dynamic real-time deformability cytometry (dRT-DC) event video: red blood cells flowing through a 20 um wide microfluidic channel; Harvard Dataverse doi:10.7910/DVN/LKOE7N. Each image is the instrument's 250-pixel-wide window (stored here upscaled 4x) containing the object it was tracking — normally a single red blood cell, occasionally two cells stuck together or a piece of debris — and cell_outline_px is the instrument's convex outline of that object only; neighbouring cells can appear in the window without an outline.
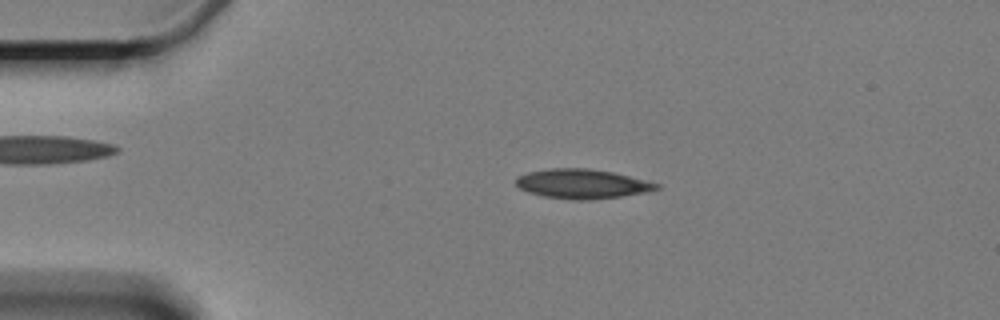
{"species": "Egyptian fruit bat (a non-hibernating species)", "species_latin": "Rousettus aegyptiacus", "temperature_condition": "cold", "stored_images_in_passage": 4, "camera_frame_rate_fps": 3000, "um_per_image_px": 0.085, "animal": {"sex": "female"}, "frame": {"image": 1, "passage_image": 3, "time_ms": 2.0, "image_size_px": [1000, 320], "cell_outline_px": [[660, 188], [644, 192], [620, 196], [588, 200], [572, 200], [544, 196], [528, 192], [520, 188], [516, 184], [516, 180], [520, 176], [528, 172], [552, 168], [588, 168], [612, 172], [660, 184]], "centroid_in_image_um": [49.47, 15.63], "position_along_channel_um": 35.5, "area_um2": 23.76}}